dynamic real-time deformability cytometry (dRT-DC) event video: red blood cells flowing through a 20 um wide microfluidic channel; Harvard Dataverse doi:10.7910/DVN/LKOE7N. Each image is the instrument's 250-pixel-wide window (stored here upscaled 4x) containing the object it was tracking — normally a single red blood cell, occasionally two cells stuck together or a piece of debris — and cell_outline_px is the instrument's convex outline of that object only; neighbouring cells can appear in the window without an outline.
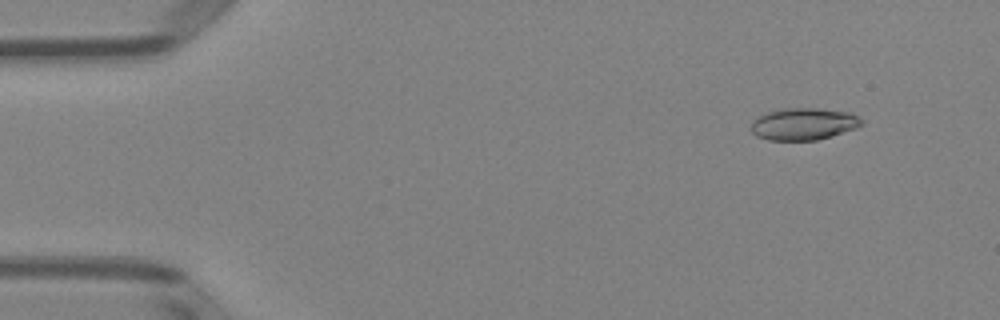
{"species": "Egyptian fruit bat (a non-hibernating species)", "species_latin": "Rousettus aegyptiacus", "temperature_condition": "room temperature", "stored_images_in_passage": 4, "camera_frame_rate_fps": 3000, "um_per_image_px": 0.085, "animal": {"sex": "female"}, "frame": {"image": 1, "passage_image": 2, "time_ms": 1.333, "image_size_px": [1000, 320], "cell_outline_px": [[864, 124], [856, 128], [816, 140], [768, 140], [756, 136], [752, 132], [752, 120], [756, 116], [780, 108], [820, 108], [848, 112], [864, 120]], "centroid_in_image_um": [68.28, 10.52], "position_along_channel_um": 16.7, "area_um2": 20.69}}
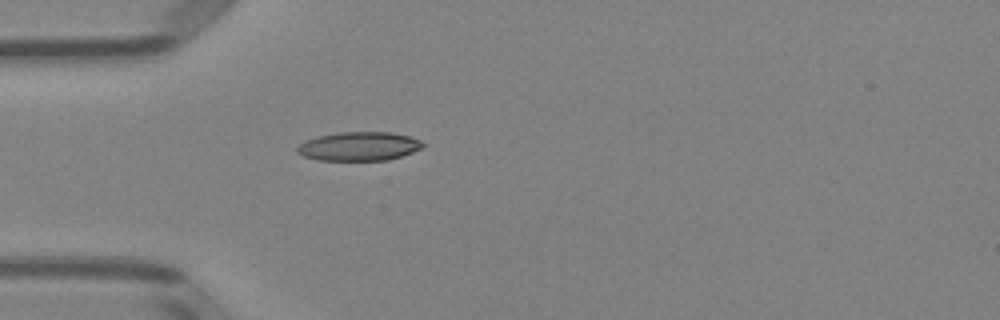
{"frame": {"image": 2, "passage_image": 4, "time_ms": 4.667, "image_size_px": [1000, 320], "cell_outline_px": [[424, 148], [388, 160], [316, 160], [304, 156], [296, 152], [296, 148], [304, 140], [316, 136], [340, 132], [392, 132], [412, 136], [420, 140], [424, 144]], "centroid_in_image_um": [30.52, 12.43], "position_along_channel_um": 54.5, "area_um2": 21.33}}